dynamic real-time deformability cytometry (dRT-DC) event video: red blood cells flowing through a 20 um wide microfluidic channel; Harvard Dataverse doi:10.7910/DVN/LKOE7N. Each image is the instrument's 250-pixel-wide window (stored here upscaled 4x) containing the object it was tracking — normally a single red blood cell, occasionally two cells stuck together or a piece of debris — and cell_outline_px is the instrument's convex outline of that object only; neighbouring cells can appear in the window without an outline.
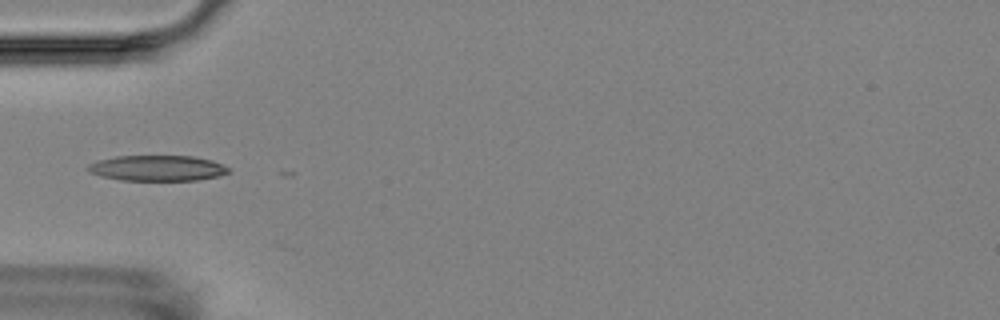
{"species": "Egyptian fruit bat (a non-hibernating species)", "species_latin": "Rousettus aegyptiacus", "temperature_condition": "room temperature", "stored_images_in_passage": 6, "camera_frame_rate_fps": 3000, "um_per_image_px": 0.085, "animal": {"sex": "female"}, "frame": {"image": 1, "passage_image": 6, "time_ms": 5.667, "image_size_px": [1000, 320], "cell_outline_px": [[232, 172], [220, 176], [196, 180], [120, 180], [100, 176], [88, 172], [88, 164], [100, 160], [116, 156], [192, 156], [212, 160], [228, 168]], "centroid_in_image_um": [13.38, 14.29], "position_along_channel_um": 71.6, "area_um2": 20.92}}